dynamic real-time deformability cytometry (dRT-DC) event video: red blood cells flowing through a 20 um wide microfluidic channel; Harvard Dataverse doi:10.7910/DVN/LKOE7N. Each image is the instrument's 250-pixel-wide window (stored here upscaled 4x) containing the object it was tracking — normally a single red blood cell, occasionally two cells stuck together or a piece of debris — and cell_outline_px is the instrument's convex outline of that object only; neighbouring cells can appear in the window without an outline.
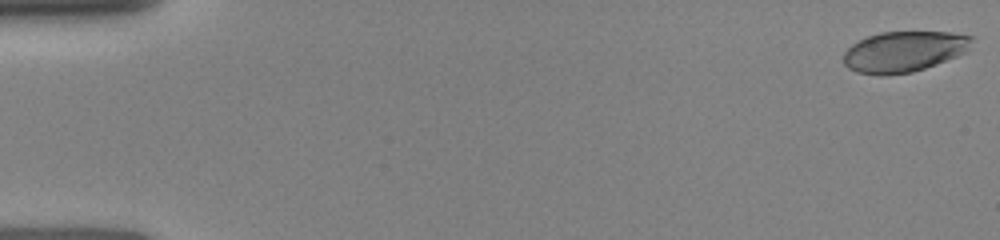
{"species": "human", "species_latin": "Homo sapiens", "temperature_condition": "room temperature", "stored_images_in_passage": 8, "camera_frame_rate_fps": 3000, "um_per_image_px": 0.085, "donor": {"sex": "female"}, "frame": {"image": 1, "passage_image": 1, "time_ms": 0.0, "image_size_px": [1000, 240], "cell_outline_px": [[976, 40], [968, 52], [936, 64], [912, 72], [880, 76], [856, 72], [848, 68], [844, 64], [844, 52], [852, 44], [868, 36], [880, 32], [952, 32], [972, 36]], "centroid_in_image_um": [76.88, 4.38], "position_along_channel_um": 8.1, "area_um2": 30.75}}